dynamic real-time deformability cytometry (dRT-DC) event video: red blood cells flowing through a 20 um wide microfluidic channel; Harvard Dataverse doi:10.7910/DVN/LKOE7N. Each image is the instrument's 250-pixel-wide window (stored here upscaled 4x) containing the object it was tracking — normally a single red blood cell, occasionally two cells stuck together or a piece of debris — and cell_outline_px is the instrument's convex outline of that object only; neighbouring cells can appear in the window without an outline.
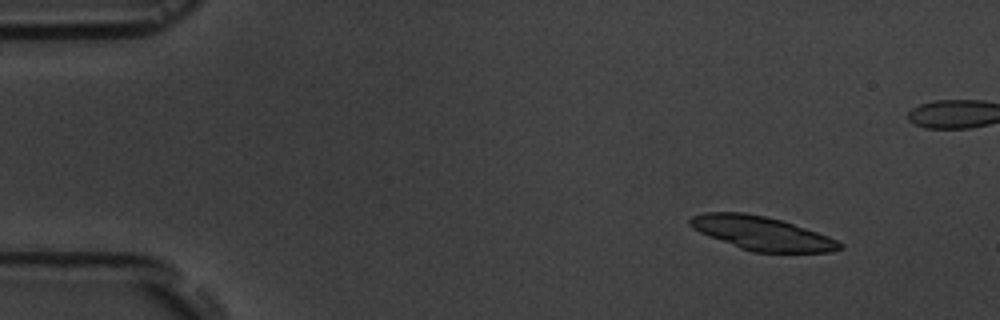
{"species": "common noctule bat (a hibernating species)", "species_latin": "Nyctalus noctula", "temperature_condition": "room temperature", "stored_images_in_passage": 6, "camera_frame_rate_fps": 3000, "um_per_image_px": 0.085, "animal": {"sex": "male", "body_mass_g": 19.5, "forearm_length_mm": 54.6}, "frame": {"image": 1, "passage_image": 2, "time_ms": 1.667, "image_size_px": [1000, 320], "cell_outline_px": [[844, 248], [832, 252], [752, 252], [740, 248], [708, 236], [692, 228], [688, 224], [688, 220], [692, 216], [704, 212], [744, 212], [784, 220], [828, 236], [844, 244]], "centroid_in_image_um": [64.75, 19.82], "position_along_channel_um": 20.2, "area_um2": 29.54}}